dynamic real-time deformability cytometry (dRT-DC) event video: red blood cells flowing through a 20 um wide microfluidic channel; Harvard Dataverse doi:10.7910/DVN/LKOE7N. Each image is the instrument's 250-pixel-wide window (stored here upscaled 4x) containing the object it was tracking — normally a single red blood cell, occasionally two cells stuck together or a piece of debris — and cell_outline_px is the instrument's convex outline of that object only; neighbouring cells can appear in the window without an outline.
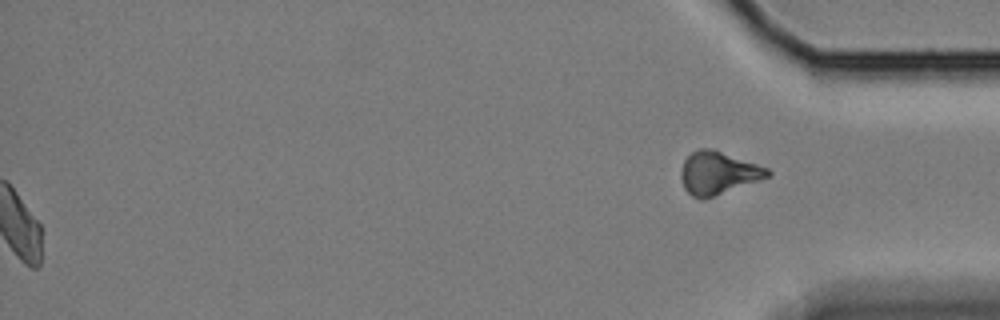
{"species": "Egyptian fruit bat (a non-hibernating species)", "species_latin": "Rousettus aegyptiacus", "temperature_condition": "cold", "stored_images_in_passage": 46, "segment_of_instrument_passage": [2, 2], "camera_frame_rate_fps": 3000, "um_per_image_px": 0.085, "animal": {"sex": "female"}, "frame": {"image": 1, "passage_image": 46, "time_ms": 15.0, "image_size_px": [1000, 320], "cell_outline_px": [[772, 172], [768, 176], [760, 180], [700, 200], [692, 196], [684, 188], [680, 176], [680, 172], [684, 160], [692, 152], [700, 148], [712, 148], [768, 168]], "centroid_in_image_um": [61.01, 14.69], "position_along_channel_um": 374.2, "area_um2": 21.33}}